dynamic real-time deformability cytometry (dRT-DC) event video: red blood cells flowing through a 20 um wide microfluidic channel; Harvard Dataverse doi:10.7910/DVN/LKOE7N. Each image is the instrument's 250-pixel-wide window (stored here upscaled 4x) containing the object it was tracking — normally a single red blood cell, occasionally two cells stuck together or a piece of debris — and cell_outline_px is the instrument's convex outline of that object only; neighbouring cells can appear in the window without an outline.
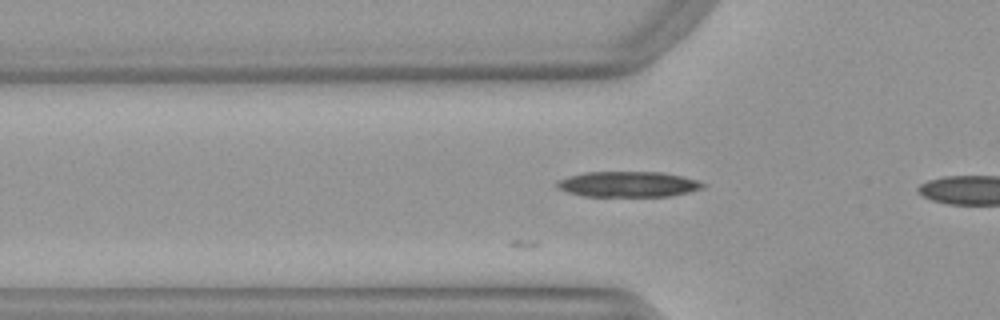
{"species": "Egyptian fruit bat (a non-hibernating species)", "species_latin": "Rousettus aegyptiacus", "temperature_condition": "warm", "stored_images_in_passage": 9, "camera_frame_rate_fps": 3000, "um_per_image_px": 0.085, "animal": {"sex": "female"}, "frame": {"image": 1, "passage_image": 7, "time_ms": 2.0, "image_size_px": [1000, 320], "cell_outline_px": [[708, 184], [704, 188], [688, 192], [668, 196], [584, 196], [568, 192], [556, 188], [556, 180], [568, 176], [584, 172], [660, 172], [680, 176], [696, 180]], "centroid_in_image_um": [53.36, 15.66], "position_along_channel_um": 72.4, "area_um2": 21.73}}